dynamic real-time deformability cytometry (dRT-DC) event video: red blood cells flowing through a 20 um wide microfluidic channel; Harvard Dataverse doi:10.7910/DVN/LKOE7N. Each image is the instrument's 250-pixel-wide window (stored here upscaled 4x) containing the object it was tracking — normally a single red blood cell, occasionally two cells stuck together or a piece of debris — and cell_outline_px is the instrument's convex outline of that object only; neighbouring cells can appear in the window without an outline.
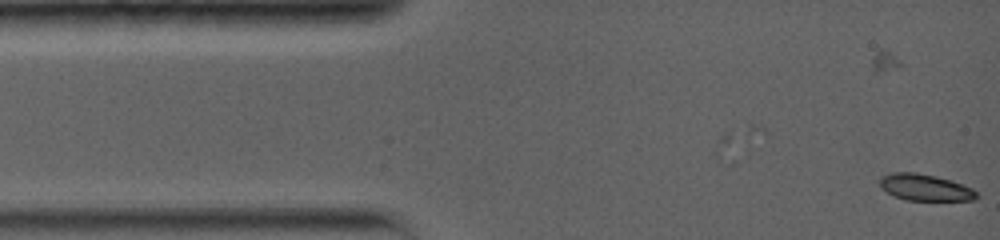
{"species": "common noctule bat (a hibernating species)", "species_latin": "Nyctalus noctula", "temperature_condition": "warm", "stored_images_in_passage": 5, "camera_frame_rate_fps": 5000, "um_per_image_px": 0.085, "animal": {"sex": "female", "body_mass_g": 19.0, "forearm_length_mm": 56.7}, "frame": {"image": 1, "passage_image": 5, "time_ms": 1.0, "image_size_px": [1000, 240], "cell_outline_px": [[980, 196], [976, 200], [904, 200], [880, 188], [880, 176], [892, 172], [916, 172], [936, 176], [952, 180], [972, 188]], "centroid_in_image_um": [78.64, 15.92], "position_along_channel_um": 6.4, "area_um2": 15.09}}